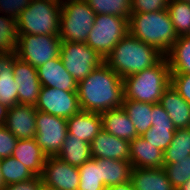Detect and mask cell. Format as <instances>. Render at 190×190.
Returning <instances> with one entry per match:
<instances>
[{"mask_svg":"<svg viewBox=\"0 0 190 190\" xmlns=\"http://www.w3.org/2000/svg\"><path fill=\"white\" fill-rule=\"evenodd\" d=\"M76 92L81 111L101 114L122 107L124 83L123 79L103 62L77 83Z\"/></svg>","mask_w":190,"mask_h":190,"instance_id":"6da1fadb","label":"cell"},{"mask_svg":"<svg viewBox=\"0 0 190 190\" xmlns=\"http://www.w3.org/2000/svg\"><path fill=\"white\" fill-rule=\"evenodd\" d=\"M165 55L131 34L123 37L104 62L122 79L157 65Z\"/></svg>","mask_w":190,"mask_h":190,"instance_id":"7a4b0ae2","label":"cell"},{"mask_svg":"<svg viewBox=\"0 0 190 190\" xmlns=\"http://www.w3.org/2000/svg\"><path fill=\"white\" fill-rule=\"evenodd\" d=\"M128 27L129 34L145 44L152 45L164 55L178 39L167 9L131 14Z\"/></svg>","mask_w":190,"mask_h":190,"instance_id":"3957f363","label":"cell"},{"mask_svg":"<svg viewBox=\"0 0 190 190\" xmlns=\"http://www.w3.org/2000/svg\"><path fill=\"white\" fill-rule=\"evenodd\" d=\"M124 100L150 104L160 102L163 92L171 84V70L166 57L157 65L123 79Z\"/></svg>","mask_w":190,"mask_h":190,"instance_id":"277c9868","label":"cell"},{"mask_svg":"<svg viewBox=\"0 0 190 190\" xmlns=\"http://www.w3.org/2000/svg\"><path fill=\"white\" fill-rule=\"evenodd\" d=\"M61 3L32 0L17 19L18 34L56 35L60 33Z\"/></svg>","mask_w":190,"mask_h":190,"instance_id":"5b68a950","label":"cell"},{"mask_svg":"<svg viewBox=\"0 0 190 190\" xmlns=\"http://www.w3.org/2000/svg\"><path fill=\"white\" fill-rule=\"evenodd\" d=\"M95 16L86 0H63L59 33L61 41L86 43Z\"/></svg>","mask_w":190,"mask_h":190,"instance_id":"8992f818","label":"cell"},{"mask_svg":"<svg viewBox=\"0 0 190 190\" xmlns=\"http://www.w3.org/2000/svg\"><path fill=\"white\" fill-rule=\"evenodd\" d=\"M128 33V19L111 14L96 15L86 44L105 60Z\"/></svg>","mask_w":190,"mask_h":190,"instance_id":"52a82bcc","label":"cell"},{"mask_svg":"<svg viewBox=\"0 0 190 190\" xmlns=\"http://www.w3.org/2000/svg\"><path fill=\"white\" fill-rule=\"evenodd\" d=\"M61 39L56 35L19 34L17 57L35 68L60 55Z\"/></svg>","mask_w":190,"mask_h":190,"instance_id":"ba28073f","label":"cell"},{"mask_svg":"<svg viewBox=\"0 0 190 190\" xmlns=\"http://www.w3.org/2000/svg\"><path fill=\"white\" fill-rule=\"evenodd\" d=\"M59 56L65 69L77 83L104 62V59L86 43L62 41Z\"/></svg>","mask_w":190,"mask_h":190,"instance_id":"9c48e42d","label":"cell"},{"mask_svg":"<svg viewBox=\"0 0 190 190\" xmlns=\"http://www.w3.org/2000/svg\"><path fill=\"white\" fill-rule=\"evenodd\" d=\"M66 135L67 119L37 110L35 139L47 157L58 155Z\"/></svg>","mask_w":190,"mask_h":190,"instance_id":"30bf717a","label":"cell"},{"mask_svg":"<svg viewBox=\"0 0 190 190\" xmlns=\"http://www.w3.org/2000/svg\"><path fill=\"white\" fill-rule=\"evenodd\" d=\"M35 108L38 111L64 119L81 111L77 92H67L54 87L43 86Z\"/></svg>","mask_w":190,"mask_h":190,"instance_id":"8fae6325","label":"cell"},{"mask_svg":"<svg viewBox=\"0 0 190 190\" xmlns=\"http://www.w3.org/2000/svg\"><path fill=\"white\" fill-rule=\"evenodd\" d=\"M41 178L43 185L59 190H77L80 183L78 167L57 156L46 158Z\"/></svg>","mask_w":190,"mask_h":190,"instance_id":"7c38bea8","label":"cell"},{"mask_svg":"<svg viewBox=\"0 0 190 190\" xmlns=\"http://www.w3.org/2000/svg\"><path fill=\"white\" fill-rule=\"evenodd\" d=\"M13 74L15 83L19 84L18 104L35 106L42 87L37 69L17 57L14 60Z\"/></svg>","mask_w":190,"mask_h":190,"instance_id":"4fadbf2b","label":"cell"},{"mask_svg":"<svg viewBox=\"0 0 190 190\" xmlns=\"http://www.w3.org/2000/svg\"><path fill=\"white\" fill-rule=\"evenodd\" d=\"M151 114L152 126L142 137L164 153L173 140L176 128L166 110L159 103L152 106Z\"/></svg>","mask_w":190,"mask_h":190,"instance_id":"5bb4252c","label":"cell"},{"mask_svg":"<svg viewBox=\"0 0 190 190\" xmlns=\"http://www.w3.org/2000/svg\"><path fill=\"white\" fill-rule=\"evenodd\" d=\"M36 112L34 105L17 104L8 108L5 127L17 139H31L36 136Z\"/></svg>","mask_w":190,"mask_h":190,"instance_id":"9a60e30c","label":"cell"},{"mask_svg":"<svg viewBox=\"0 0 190 190\" xmlns=\"http://www.w3.org/2000/svg\"><path fill=\"white\" fill-rule=\"evenodd\" d=\"M93 159H115L130 161V141L111 135L103 129L90 143Z\"/></svg>","mask_w":190,"mask_h":190,"instance_id":"2e32d148","label":"cell"},{"mask_svg":"<svg viewBox=\"0 0 190 190\" xmlns=\"http://www.w3.org/2000/svg\"><path fill=\"white\" fill-rule=\"evenodd\" d=\"M36 69L43 87H54L67 92L77 91V81L65 69L60 56L50 59Z\"/></svg>","mask_w":190,"mask_h":190,"instance_id":"e0dca14e","label":"cell"},{"mask_svg":"<svg viewBox=\"0 0 190 190\" xmlns=\"http://www.w3.org/2000/svg\"><path fill=\"white\" fill-rule=\"evenodd\" d=\"M101 130L100 113L79 111L72 117L67 118V134L73 135L89 144Z\"/></svg>","mask_w":190,"mask_h":190,"instance_id":"ac0fdd59","label":"cell"},{"mask_svg":"<svg viewBox=\"0 0 190 190\" xmlns=\"http://www.w3.org/2000/svg\"><path fill=\"white\" fill-rule=\"evenodd\" d=\"M130 162L133 168H162L164 153L142 136L130 141Z\"/></svg>","mask_w":190,"mask_h":190,"instance_id":"d6986e66","label":"cell"},{"mask_svg":"<svg viewBox=\"0 0 190 190\" xmlns=\"http://www.w3.org/2000/svg\"><path fill=\"white\" fill-rule=\"evenodd\" d=\"M16 53H0V103L9 107L18 104L19 84L13 74Z\"/></svg>","mask_w":190,"mask_h":190,"instance_id":"ffe728a7","label":"cell"},{"mask_svg":"<svg viewBox=\"0 0 190 190\" xmlns=\"http://www.w3.org/2000/svg\"><path fill=\"white\" fill-rule=\"evenodd\" d=\"M159 104L166 110L176 129L190 127V104L171 84L163 92Z\"/></svg>","mask_w":190,"mask_h":190,"instance_id":"44dd1931","label":"cell"},{"mask_svg":"<svg viewBox=\"0 0 190 190\" xmlns=\"http://www.w3.org/2000/svg\"><path fill=\"white\" fill-rule=\"evenodd\" d=\"M12 156L20 161L35 176H41L47 156L35 138L18 139Z\"/></svg>","mask_w":190,"mask_h":190,"instance_id":"7402d4cb","label":"cell"},{"mask_svg":"<svg viewBox=\"0 0 190 190\" xmlns=\"http://www.w3.org/2000/svg\"><path fill=\"white\" fill-rule=\"evenodd\" d=\"M101 121L104 131L120 139L132 141L138 136L135 126L123 107L101 113Z\"/></svg>","mask_w":190,"mask_h":190,"instance_id":"603a6c76","label":"cell"},{"mask_svg":"<svg viewBox=\"0 0 190 190\" xmlns=\"http://www.w3.org/2000/svg\"><path fill=\"white\" fill-rule=\"evenodd\" d=\"M130 183L133 190H176L164 168H133Z\"/></svg>","mask_w":190,"mask_h":190,"instance_id":"cb8c5ba5","label":"cell"},{"mask_svg":"<svg viewBox=\"0 0 190 190\" xmlns=\"http://www.w3.org/2000/svg\"><path fill=\"white\" fill-rule=\"evenodd\" d=\"M101 164V182L106 188L130 181L133 166L130 161L97 159Z\"/></svg>","mask_w":190,"mask_h":190,"instance_id":"d4e9b609","label":"cell"},{"mask_svg":"<svg viewBox=\"0 0 190 190\" xmlns=\"http://www.w3.org/2000/svg\"><path fill=\"white\" fill-rule=\"evenodd\" d=\"M57 157L71 166L80 167L92 158L90 144L67 134Z\"/></svg>","mask_w":190,"mask_h":190,"instance_id":"484cf974","label":"cell"},{"mask_svg":"<svg viewBox=\"0 0 190 190\" xmlns=\"http://www.w3.org/2000/svg\"><path fill=\"white\" fill-rule=\"evenodd\" d=\"M165 57L171 73L190 74V35L179 36Z\"/></svg>","mask_w":190,"mask_h":190,"instance_id":"4316f807","label":"cell"},{"mask_svg":"<svg viewBox=\"0 0 190 190\" xmlns=\"http://www.w3.org/2000/svg\"><path fill=\"white\" fill-rule=\"evenodd\" d=\"M153 105L133 100H123L122 107L135 126L138 136H142L152 126Z\"/></svg>","mask_w":190,"mask_h":190,"instance_id":"83f0119b","label":"cell"},{"mask_svg":"<svg viewBox=\"0 0 190 190\" xmlns=\"http://www.w3.org/2000/svg\"><path fill=\"white\" fill-rule=\"evenodd\" d=\"M190 155V127L176 129L173 140L164 151V164H174Z\"/></svg>","mask_w":190,"mask_h":190,"instance_id":"f1b7e54d","label":"cell"},{"mask_svg":"<svg viewBox=\"0 0 190 190\" xmlns=\"http://www.w3.org/2000/svg\"><path fill=\"white\" fill-rule=\"evenodd\" d=\"M80 183L77 190H106L101 182V164L97 159H89L78 167Z\"/></svg>","mask_w":190,"mask_h":190,"instance_id":"f546056e","label":"cell"},{"mask_svg":"<svg viewBox=\"0 0 190 190\" xmlns=\"http://www.w3.org/2000/svg\"><path fill=\"white\" fill-rule=\"evenodd\" d=\"M167 10L178 37L190 35V4L180 0H169Z\"/></svg>","mask_w":190,"mask_h":190,"instance_id":"4dcf8cb0","label":"cell"},{"mask_svg":"<svg viewBox=\"0 0 190 190\" xmlns=\"http://www.w3.org/2000/svg\"><path fill=\"white\" fill-rule=\"evenodd\" d=\"M18 38L17 20L0 14V53H16Z\"/></svg>","mask_w":190,"mask_h":190,"instance_id":"1f68e13d","label":"cell"},{"mask_svg":"<svg viewBox=\"0 0 190 190\" xmlns=\"http://www.w3.org/2000/svg\"><path fill=\"white\" fill-rule=\"evenodd\" d=\"M1 173L5 185L30 180L35 175L13 156L1 159Z\"/></svg>","mask_w":190,"mask_h":190,"instance_id":"d6a6232c","label":"cell"},{"mask_svg":"<svg viewBox=\"0 0 190 190\" xmlns=\"http://www.w3.org/2000/svg\"><path fill=\"white\" fill-rule=\"evenodd\" d=\"M86 2L96 15L111 14L126 19L131 15V0H86Z\"/></svg>","mask_w":190,"mask_h":190,"instance_id":"836d02e7","label":"cell"},{"mask_svg":"<svg viewBox=\"0 0 190 190\" xmlns=\"http://www.w3.org/2000/svg\"><path fill=\"white\" fill-rule=\"evenodd\" d=\"M163 168L177 190L190 179V155L174 164H163Z\"/></svg>","mask_w":190,"mask_h":190,"instance_id":"e575fe53","label":"cell"},{"mask_svg":"<svg viewBox=\"0 0 190 190\" xmlns=\"http://www.w3.org/2000/svg\"><path fill=\"white\" fill-rule=\"evenodd\" d=\"M168 0H131V14L150 13L167 9Z\"/></svg>","mask_w":190,"mask_h":190,"instance_id":"d590c367","label":"cell"},{"mask_svg":"<svg viewBox=\"0 0 190 190\" xmlns=\"http://www.w3.org/2000/svg\"><path fill=\"white\" fill-rule=\"evenodd\" d=\"M32 0H0V14L13 19H18L19 14L24 11Z\"/></svg>","mask_w":190,"mask_h":190,"instance_id":"8d00e7d4","label":"cell"},{"mask_svg":"<svg viewBox=\"0 0 190 190\" xmlns=\"http://www.w3.org/2000/svg\"><path fill=\"white\" fill-rule=\"evenodd\" d=\"M17 141L4 125H0V159L12 156Z\"/></svg>","mask_w":190,"mask_h":190,"instance_id":"74e56055","label":"cell"},{"mask_svg":"<svg viewBox=\"0 0 190 190\" xmlns=\"http://www.w3.org/2000/svg\"><path fill=\"white\" fill-rule=\"evenodd\" d=\"M171 85L190 104V74L171 73Z\"/></svg>","mask_w":190,"mask_h":190,"instance_id":"f35d334b","label":"cell"},{"mask_svg":"<svg viewBox=\"0 0 190 190\" xmlns=\"http://www.w3.org/2000/svg\"><path fill=\"white\" fill-rule=\"evenodd\" d=\"M43 186L41 176H35L30 180L6 185L3 190H42Z\"/></svg>","mask_w":190,"mask_h":190,"instance_id":"ab89813d","label":"cell"},{"mask_svg":"<svg viewBox=\"0 0 190 190\" xmlns=\"http://www.w3.org/2000/svg\"><path fill=\"white\" fill-rule=\"evenodd\" d=\"M106 190H133L132 184L129 182L124 183V184H119V185H114Z\"/></svg>","mask_w":190,"mask_h":190,"instance_id":"60d3db41","label":"cell"},{"mask_svg":"<svg viewBox=\"0 0 190 190\" xmlns=\"http://www.w3.org/2000/svg\"><path fill=\"white\" fill-rule=\"evenodd\" d=\"M8 107L0 103V125H5Z\"/></svg>","mask_w":190,"mask_h":190,"instance_id":"b9f144b4","label":"cell"},{"mask_svg":"<svg viewBox=\"0 0 190 190\" xmlns=\"http://www.w3.org/2000/svg\"><path fill=\"white\" fill-rule=\"evenodd\" d=\"M1 159H0V190H3L5 188V182L3 180V177H2V173H1Z\"/></svg>","mask_w":190,"mask_h":190,"instance_id":"7bdbcfd3","label":"cell"},{"mask_svg":"<svg viewBox=\"0 0 190 190\" xmlns=\"http://www.w3.org/2000/svg\"><path fill=\"white\" fill-rule=\"evenodd\" d=\"M177 190H190V179Z\"/></svg>","mask_w":190,"mask_h":190,"instance_id":"ee69618b","label":"cell"},{"mask_svg":"<svg viewBox=\"0 0 190 190\" xmlns=\"http://www.w3.org/2000/svg\"><path fill=\"white\" fill-rule=\"evenodd\" d=\"M42 190H59V189L51 188V187H48V186L44 185Z\"/></svg>","mask_w":190,"mask_h":190,"instance_id":"f6af8a7d","label":"cell"},{"mask_svg":"<svg viewBox=\"0 0 190 190\" xmlns=\"http://www.w3.org/2000/svg\"><path fill=\"white\" fill-rule=\"evenodd\" d=\"M51 1H54V2H57V3H62L63 0H51Z\"/></svg>","mask_w":190,"mask_h":190,"instance_id":"bcb514c9","label":"cell"},{"mask_svg":"<svg viewBox=\"0 0 190 190\" xmlns=\"http://www.w3.org/2000/svg\"><path fill=\"white\" fill-rule=\"evenodd\" d=\"M181 2H185V3H189L190 4V0H180Z\"/></svg>","mask_w":190,"mask_h":190,"instance_id":"7dc6e473","label":"cell"}]
</instances>
